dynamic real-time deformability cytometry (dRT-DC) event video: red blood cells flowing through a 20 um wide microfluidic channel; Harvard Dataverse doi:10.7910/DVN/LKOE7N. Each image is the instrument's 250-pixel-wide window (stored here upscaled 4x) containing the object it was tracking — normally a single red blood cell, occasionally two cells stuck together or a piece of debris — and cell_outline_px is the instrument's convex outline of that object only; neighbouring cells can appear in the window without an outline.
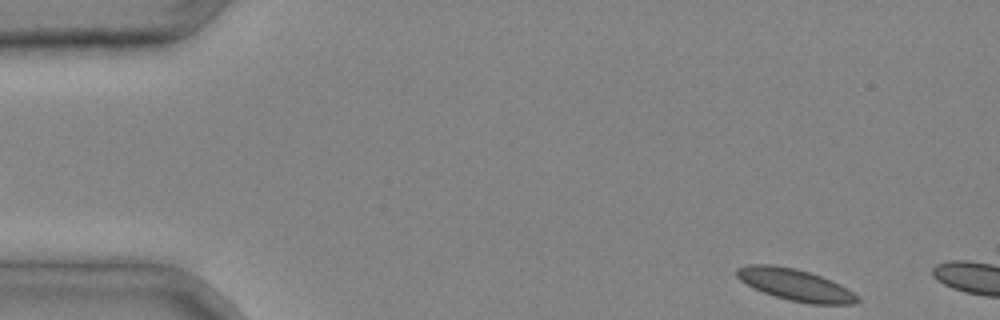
{"species": "common noctule bat (a hibernating species)", "species_latin": "Nyctalus noctula", "temperature_condition": "cold", "stored_images_in_passage": 3, "segment_of_instrument_passage": [2, 2], "camera_frame_rate_fps": 3000, "um_per_image_px": 0.085, "animal": {"sex": "male", "body_mass_g": 20.4}, "frame": {"image": 1, "passage_image": 3, "time_ms": 0.667, "image_size_px": [1000, 320], "cell_outline_px": [[860, 300], [852, 304], [808, 304], [788, 300], [752, 288], [740, 280], [736, 276], [736, 268], [748, 264], [772, 264], [796, 268], [832, 280], [848, 288], [860, 296]], "centroid_in_image_um": [67.6, 24.2], "position_along_channel_um": 17.4, "area_um2": 22.48}}